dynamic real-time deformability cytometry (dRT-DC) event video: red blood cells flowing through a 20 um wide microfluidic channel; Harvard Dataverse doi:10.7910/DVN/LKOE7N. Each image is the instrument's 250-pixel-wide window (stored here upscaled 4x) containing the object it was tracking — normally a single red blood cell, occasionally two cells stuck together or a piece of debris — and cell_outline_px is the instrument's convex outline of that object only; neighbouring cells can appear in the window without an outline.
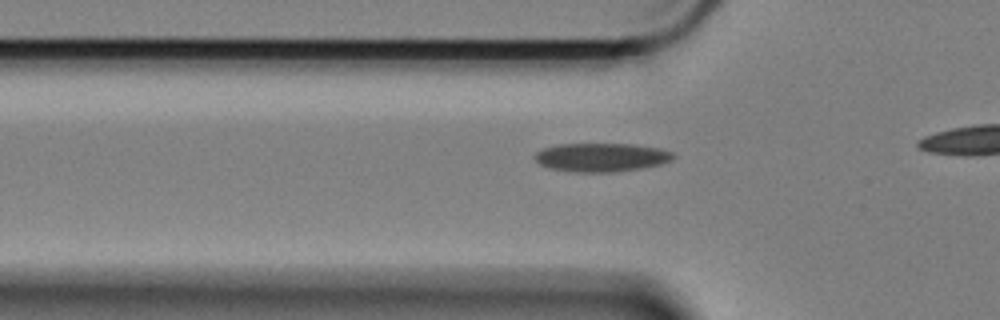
{"species": "Egyptian fruit bat (a non-hibernating species)", "species_latin": "Rousettus aegyptiacus", "temperature_condition": "cold", "stored_images_in_passage": 15, "camera_frame_rate_fps": 3000, "um_per_image_px": 0.085, "animal": {"sex": "female"}, "frame": {"image": 1, "passage_image": 5, "time_ms": 1.333, "image_size_px": [1000, 320], "cell_outline_px": [[676, 156], [672, 160], [660, 164], [640, 168], [616, 172], [576, 172], [552, 168], [540, 164], [532, 156], [536, 152], [544, 148], [560, 144], [636, 144], [660, 148], [672, 152]], "centroid_in_image_um": [51.14, 13.36], "position_along_channel_um": 74.7, "area_um2": 23.06}}
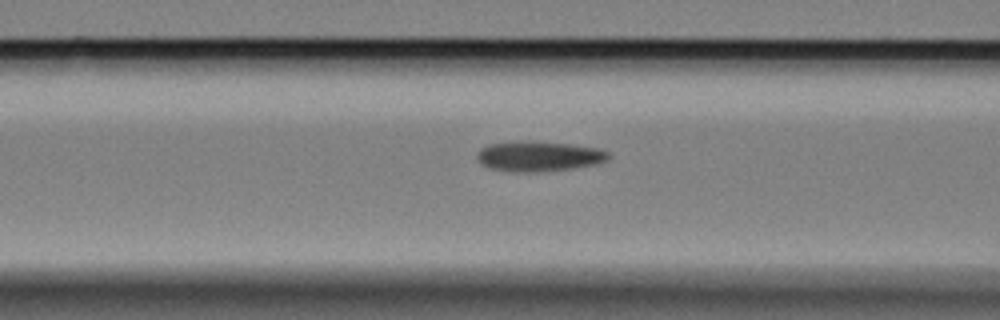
{"frame": {"image": 2, "passage_image": 9, "time_ms": 2.667, "image_size_px": [1000, 320], "cell_outline_px": [[612, 156], [608, 160], [596, 164], [572, 168], [540, 172], [512, 172], [488, 168], [480, 164], [476, 156], [476, 152], [480, 148], [488, 144], [516, 140], [568, 144], [600, 148], [608, 152]], "centroid_in_image_um": [45.76, 13.28], "position_along_channel_um": 120.8, "area_um2": 23.47}}
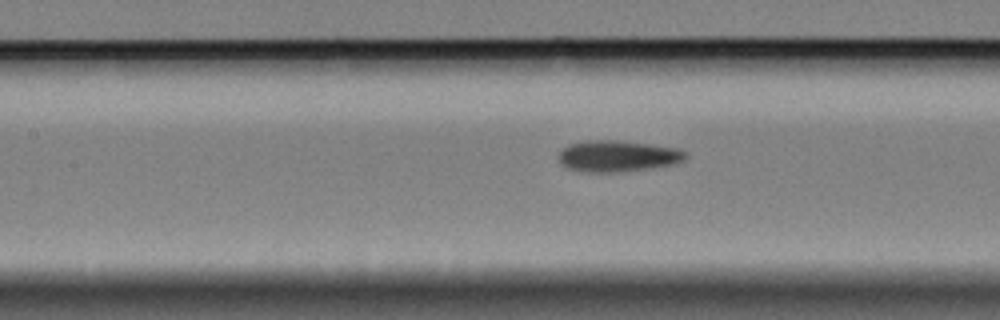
{"frame": {"image": 3, "passage_image": 12, "time_ms": 3.667, "image_size_px": [1000, 320], "cell_outline_px": [[688, 156], [684, 160], [676, 164], [620, 172], [580, 172], [564, 168], [560, 164], [560, 152], [568, 144], [588, 140], [612, 140], [648, 144], [676, 148], [688, 152]], "centroid_in_image_um": [52.49, 13.28], "position_along_channel_um": 154.9, "area_um2": 23.24}}